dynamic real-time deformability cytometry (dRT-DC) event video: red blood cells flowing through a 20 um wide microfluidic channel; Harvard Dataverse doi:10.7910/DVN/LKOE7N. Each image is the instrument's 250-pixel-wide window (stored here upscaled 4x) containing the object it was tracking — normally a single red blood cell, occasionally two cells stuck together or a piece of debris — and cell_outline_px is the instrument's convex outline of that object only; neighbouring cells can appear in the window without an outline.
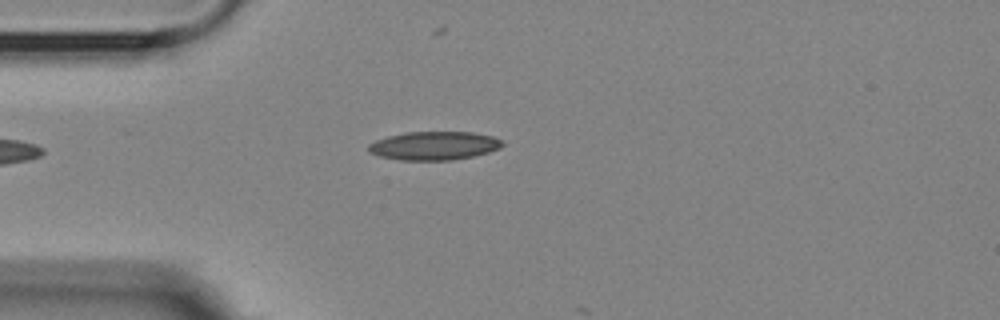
{"species": "Egyptian fruit bat (a non-hibernating species)", "species_latin": "Rousettus aegyptiacus", "temperature_condition": "room temperature", "stored_images_in_passage": 3, "camera_frame_rate_fps": 3000, "um_per_image_px": 0.085, "animal": {"sex": "female"}, "frame": {"image": 1, "passage_image": 2, "time_ms": 2.0, "image_size_px": [1000, 320], "cell_outline_px": [[504, 144], [500, 148], [488, 152], [472, 156], [452, 160], [400, 160], [380, 156], [368, 152], [368, 144], [376, 140], [388, 136], [404, 132], [472, 132], [492, 136], [500, 140]], "centroid_in_image_um": [36.87, 12.38], "position_along_channel_um": 48.1, "area_um2": 22.2}}